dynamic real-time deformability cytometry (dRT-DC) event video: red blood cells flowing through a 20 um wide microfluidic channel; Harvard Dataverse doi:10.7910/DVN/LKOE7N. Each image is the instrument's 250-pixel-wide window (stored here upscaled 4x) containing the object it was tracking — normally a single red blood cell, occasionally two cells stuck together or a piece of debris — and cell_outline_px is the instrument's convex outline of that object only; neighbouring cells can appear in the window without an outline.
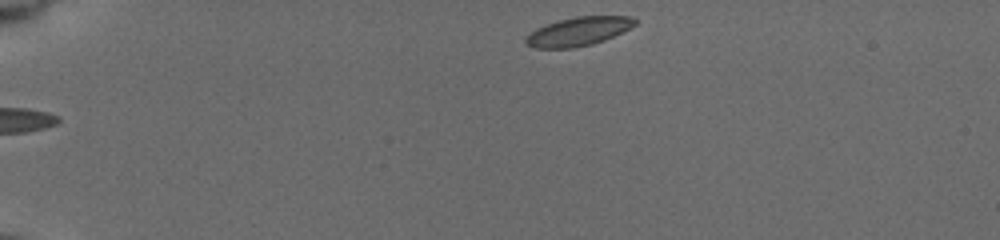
{"species": "common noctule bat (a hibernating species)", "species_latin": "Nyctalus noctula", "temperature_condition": "cold", "stored_images_in_passage": 45, "camera_frame_rate_fps": 3000, "um_per_image_px": 0.085, "animal": {"sex": "female", "body_mass_g": 19.5, "forearm_length_mm": 54.1}, "frame": {"image": 1, "passage_image": 1, "time_ms": 0.0, "image_size_px": [1000, 240], "cell_outline_px": [[636, 24], [604, 40], [592, 44], [572, 48], [536, 48], [524, 44], [524, 40], [536, 28], [560, 20], [576, 16], [632, 16], [636, 20]], "centroid_in_image_um": [49.14, 2.67], "position_along_channel_um": 35.9, "area_um2": 17.98}}
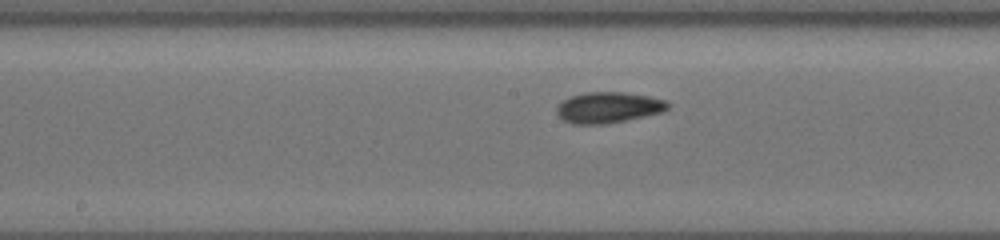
{"frame": {"image": 2, "passage_image": 20, "time_ms": 6.333, "image_size_px": [1000, 240], "cell_outline_px": [[672, 104], [664, 112], [604, 124], [572, 124], [564, 120], [556, 112], [556, 108], [564, 100], [572, 96], [584, 92], [624, 92], [648, 96], [668, 100]], "centroid_in_image_um": [51.76, 9.13], "position_along_channel_um": 196.4, "area_um2": 20.0}}
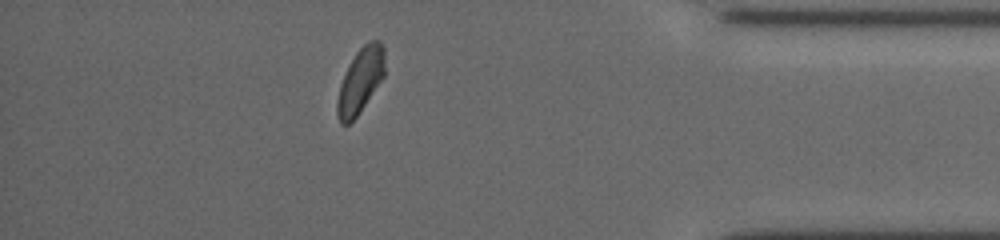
{"frame": {"image": 3, "passage_image": 39, "time_ms": 12.667, "image_size_px": [1000, 240], "cell_outline_px": [[384, 76], [356, 116], [348, 124], [340, 124], [336, 116], [336, 104], [340, 84], [356, 52], [368, 40], [380, 40], [384, 48]], "centroid_in_image_um": [30.62, 6.85], "position_along_channel_um": 404.6, "area_um2": 17.69}, "authors_computed_cell_mechanics": {"area_um2": 18.7272, "velocity_mm_per_s": 3.7194, "shape_relaxation_time_tau1_ms": 4.5698, "shape_relaxation_time_tau2_ms": 2.6324, "deformation_change_tau1": 0.1327, "deformation_change_tau2": 0.0718}}